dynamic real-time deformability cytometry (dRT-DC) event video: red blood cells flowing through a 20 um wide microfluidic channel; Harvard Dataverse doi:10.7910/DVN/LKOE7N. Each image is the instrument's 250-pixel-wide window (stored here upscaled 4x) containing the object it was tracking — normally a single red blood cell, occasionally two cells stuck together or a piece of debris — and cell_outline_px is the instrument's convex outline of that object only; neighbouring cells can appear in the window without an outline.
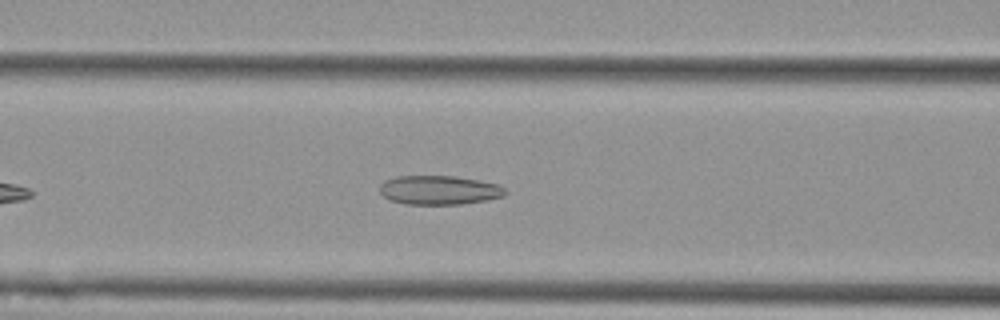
{"species": "Egyptian fruit bat (a non-hibernating species)", "species_latin": "Rousettus aegyptiacus", "temperature_condition": "cold", "stored_images_in_passage": 40, "camera_frame_rate_fps": 3000, "um_per_image_px": 0.085, "animal": {"sex": "female"}, "frame": {"image": 1, "passage_image": 11, "time_ms": 3.333, "image_size_px": [1000, 320], "cell_outline_px": [[508, 192], [504, 196], [488, 200], [460, 204], [404, 204], [388, 200], [380, 192], [380, 184], [384, 180], [396, 176], [456, 176], [500, 184]], "centroid_in_image_um": [37.33, 16.15], "position_along_channel_um": 129.3, "area_um2": 21.5}}
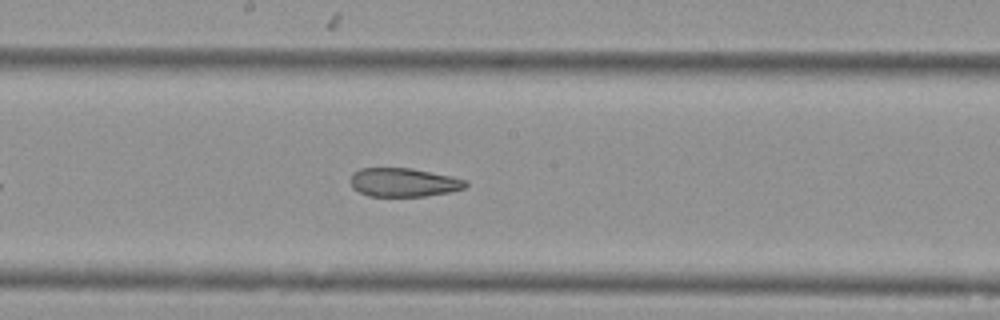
{"frame": {"image": 2, "passage_image": 18, "time_ms": 5.667, "image_size_px": [1000, 320], "cell_outline_px": [[468, 184], [464, 188], [448, 192], [424, 196], [368, 196], [352, 188], [348, 180], [352, 172], [360, 168], [412, 168], [452, 176], [464, 180]], "centroid_in_image_um": [34.24, 15.49], "position_along_channel_um": 214.0, "area_um2": 19.36}}
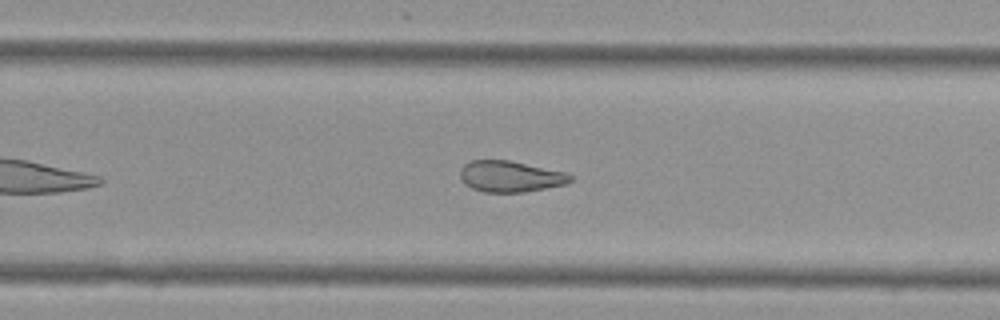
{"frame": {"image": 3, "passage_image": 24, "time_ms": 7.667, "image_size_px": [1000, 320], "cell_outline_px": [[572, 180], [564, 184], [524, 192], [484, 192], [472, 188], [464, 184], [460, 180], [460, 168], [468, 160], [508, 160], [564, 172], [572, 176]], "centroid_in_image_um": [43.3, 14.99], "position_along_channel_um": 286.5, "area_um2": 19.88}, "authors_computed_cell_mechanics": {"area_um2": 21.5016, "velocity_mm_per_s": 3.6397, "shape_relaxation_time_tau1_ms": null, "shape_relaxation_time_tau2_ms": 3.3936, "deformation_change_tau1": null, "deformation_change_tau2": 0.1108}}